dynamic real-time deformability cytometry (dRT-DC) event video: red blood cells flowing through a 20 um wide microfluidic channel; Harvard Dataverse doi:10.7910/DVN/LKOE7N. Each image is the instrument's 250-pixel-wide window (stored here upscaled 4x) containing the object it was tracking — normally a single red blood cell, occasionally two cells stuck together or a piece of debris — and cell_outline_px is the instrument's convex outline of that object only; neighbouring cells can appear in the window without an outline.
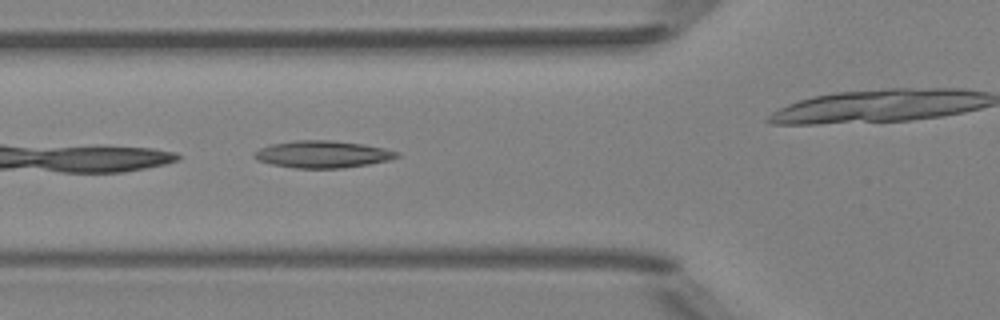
{"species": "Egyptian fruit bat (a non-hibernating species)", "species_latin": "Rousettus aegyptiacus", "temperature_condition": "room temperature", "stored_images_in_passage": 7, "camera_frame_rate_fps": 3000, "um_per_image_px": 0.085, "animal": {"sex": "female"}, "frame": {"image": 1, "passage_image": 4, "time_ms": 1.0, "image_size_px": [1000, 320], "cell_outline_px": [[400, 156], [388, 160], [368, 164], [344, 168], [296, 168], [272, 164], [256, 160], [252, 156], [260, 148], [272, 144], [296, 140], [332, 140], [364, 144], [384, 148], [400, 152]], "centroid_in_image_um": [27.44, 13.11], "position_along_channel_um": 98.4, "area_um2": 22.48}}